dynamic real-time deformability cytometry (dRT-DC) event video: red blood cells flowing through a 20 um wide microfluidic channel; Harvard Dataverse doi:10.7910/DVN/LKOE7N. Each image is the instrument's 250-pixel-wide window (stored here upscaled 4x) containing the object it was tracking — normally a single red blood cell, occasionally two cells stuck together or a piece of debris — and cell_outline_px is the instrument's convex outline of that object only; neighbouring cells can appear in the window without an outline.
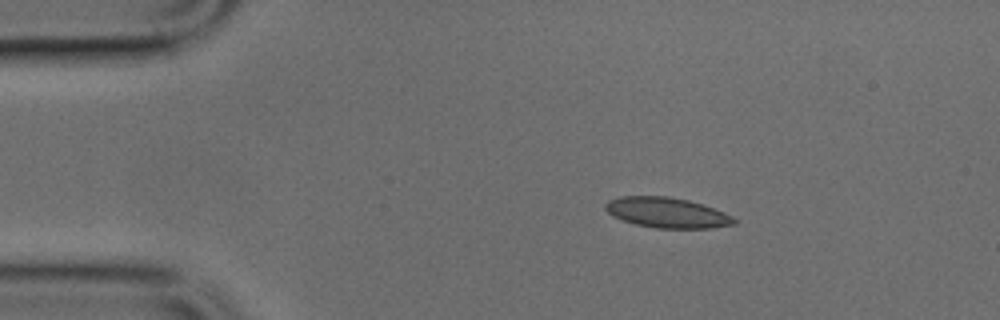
{"species": "common noctule bat (a hibernating species)", "species_latin": "Nyctalus noctula", "temperature_condition": "cold", "stored_images_in_passage": 3, "camera_frame_rate_fps": 3000, "um_per_image_px": 0.085, "animal": {"sex": "male", "body_mass_g": 17.9, "forearm_length_mm": 54.2}, "frame": {"image": 1, "passage_image": 1, "time_ms": 0.0, "image_size_px": [1000, 320], "cell_outline_px": [[736, 224], [712, 228], [656, 228], [636, 224], [612, 216], [604, 208], [604, 204], [608, 200], [620, 196], [668, 196], [688, 200], [724, 212], [732, 216], [736, 220]], "centroid_in_image_um": [56.67, 18.07], "position_along_channel_um": 28.3, "area_um2": 22.66}}
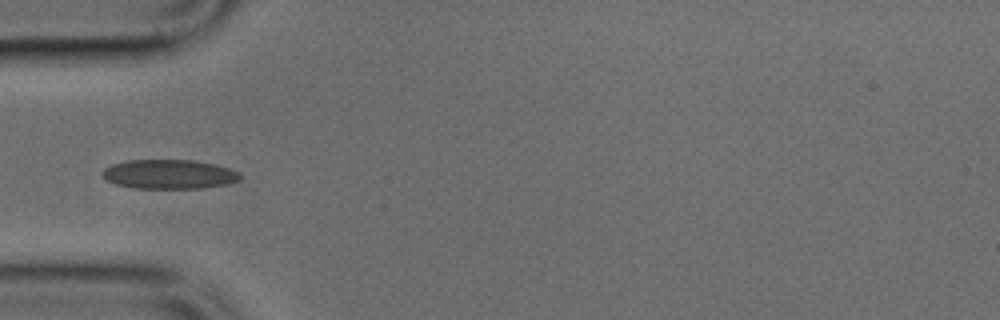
{"frame": {"image": 2, "passage_image": 3, "time_ms": 0.667, "image_size_px": [1000, 320], "cell_outline_px": [[240, 180], [228, 184], [204, 188], [136, 188], [116, 184], [104, 180], [100, 172], [104, 168], [112, 164], [128, 160], [192, 160], [216, 164], [240, 172]], "centroid_in_image_um": [14.36, 14.81], "position_along_channel_um": 70.6, "area_um2": 23.7}}